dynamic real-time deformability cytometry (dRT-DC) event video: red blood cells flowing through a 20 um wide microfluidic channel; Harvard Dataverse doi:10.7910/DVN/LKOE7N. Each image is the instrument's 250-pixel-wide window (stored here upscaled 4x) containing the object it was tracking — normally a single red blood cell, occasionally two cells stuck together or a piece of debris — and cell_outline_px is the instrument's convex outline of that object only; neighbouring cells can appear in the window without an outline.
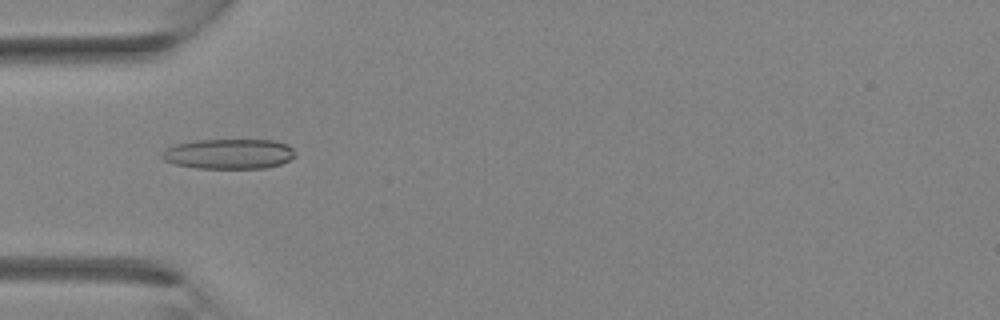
{"species": "Egyptian fruit bat (a non-hibernating species)", "species_latin": "Rousettus aegyptiacus", "temperature_condition": "room temperature", "stored_images_in_passage": 33, "camera_frame_rate_fps": 3000, "um_per_image_px": 0.085, "animal": {"sex": "female"}, "frame": {"image": 1, "passage_image": 11, "time_ms": 3.333, "image_size_px": [1000, 320], "cell_outline_px": [[296, 156], [280, 164], [264, 168], [196, 168], [176, 164], [164, 160], [160, 156], [160, 152], [164, 148], [176, 144], [196, 140], [272, 140], [288, 144], [296, 152]], "centroid_in_image_um": [19.44, 13.07], "position_along_channel_um": 65.6, "area_um2": 23.47}}
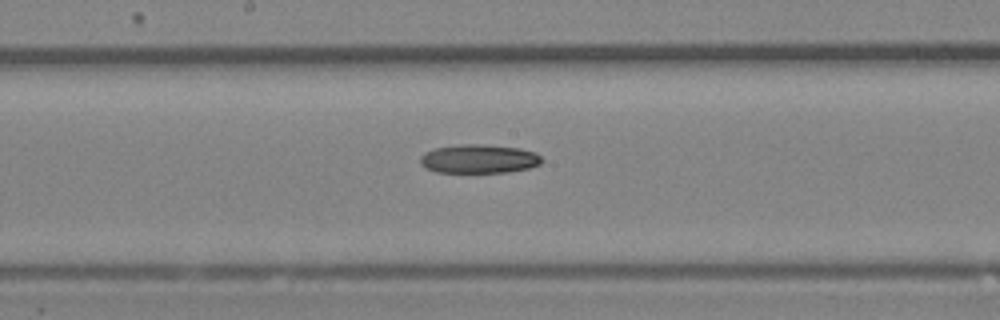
{"frame": {"image": 2, "passage_image": 18, "time_ms": 5.667, "image_size_px": [1000, 320], "cell_outline_px": [[544, 160], [540, 164], [528, 168], [508, 172], [436, 172], [424, 168], [420, 164], [420, 156], [424, 152], [436, 148], [460, 144], [476, 144], [520, 148], [536, 152]], "centroid_in_image_um": [40.69, 13.5], "position_along_channel_um": 207.5, "area_um2": 20.46}}
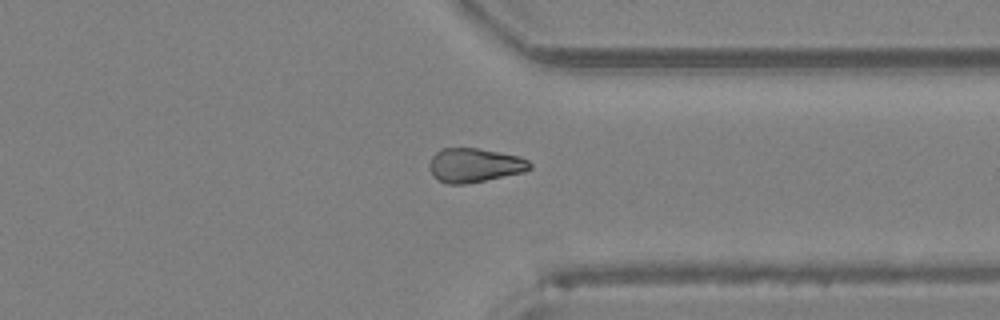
{"frame": {"image": 3, "passage_image": 26, "time_ms": 8.333, "image_size_px": [1000, 320], "cell_outline_px": [[532, 168], [524, 172], [464, 184], [448, 184], [432, 176], [428, 168], [428, 164], [432, 156], [440, 148], [476, 148], [520, 156], [528, 160], [532, 164]], "centroid_in_image_um": [40.31, 14.04], "position_along_channel_um": 371.1, "area_um2": 20.0}}